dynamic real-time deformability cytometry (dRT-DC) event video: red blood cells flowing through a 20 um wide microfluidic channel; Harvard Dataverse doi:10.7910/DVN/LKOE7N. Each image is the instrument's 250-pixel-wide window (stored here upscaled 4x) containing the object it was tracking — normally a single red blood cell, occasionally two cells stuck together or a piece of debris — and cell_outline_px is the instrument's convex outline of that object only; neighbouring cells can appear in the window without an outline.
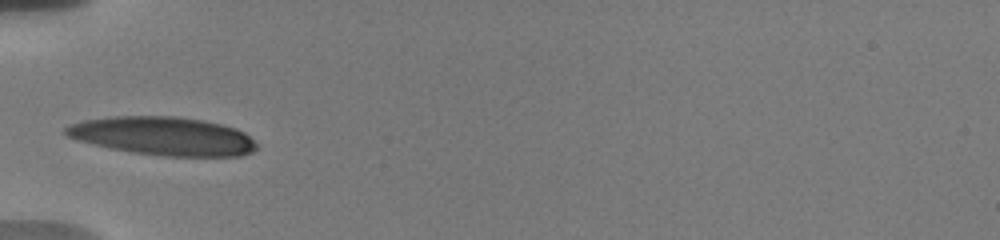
{"species": "human", "species_latin": "Homo sapiens", "temperature_condition": "warm", "stored_images_in_passage": 10, "camera_frame_rate_fps": 3000, "um_per_image_px": 0.085, "donor": {"sex": "male"}, "frame": {"image": 1, "passage_image": 1, "time_ms": 0.0, "image_size_px": [1000, 240], "cell_outline_px": [[256, 148], [252, 152], [240, 156], [164, 156], [132, 152], [112, 148], [76, 140], [68, 136], [64, 132], [64, 128], [72, 124], [84, 120], [112, 116], [176, 116], [204, 120], [236, 128], [244, 132], [256, 144]], "centroid_in_image_um": [13.86, 11.56], "position_along_channel_um": 71.1, "area_um2": 42.54}}
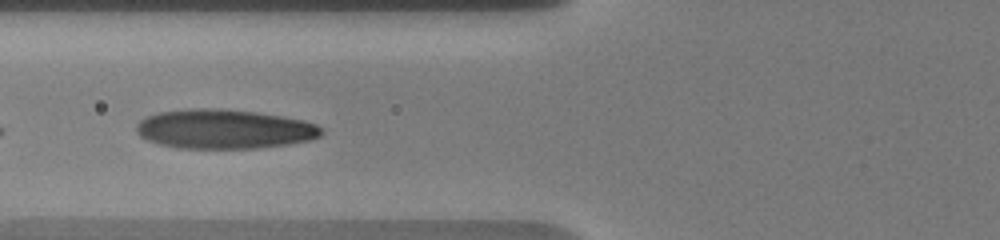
{"frame": {"image": 2, "passage_image": 4, "time_ms": 1.0, "image_size_px": [1000, 240], "cell_outline_px": [[324, 132], [320, 136], [308, 140], [288, 144], [256, 148], [180, 148], [160, 144], [148, 140], [140, 136], [136, 132], [136, 124], [140, 120], [148, 116], [160, 112], [188, 108], [220, 108], [256, 112], [284, 116], [304, 120], [316, 124], [324, 128]], "centroid_in_image_um": [19.08, 10.96], "position_along_channel_um": 106.7, "area_um2": 42.6}}
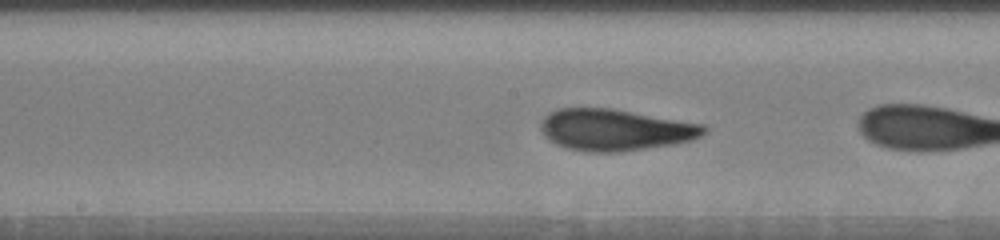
{"frame": {"image": 3, "passage_image": 9, "time_ms": 2.667, "image_size_px": [1000, 240], "cell_outline_px": [[708, 132], [692, 140], [672, 144], [616, 152], [592, 152], [568, 148], [556, 144], [544, 136], [540, 128], [540, 120], [548, 112], [556, 108], [612, 108], [704, 124], [708, 128]], "centroid_in_image_um": [52.27, 11.02], "position_along_channel_um": 195.9, "area_um2": 39.59}}